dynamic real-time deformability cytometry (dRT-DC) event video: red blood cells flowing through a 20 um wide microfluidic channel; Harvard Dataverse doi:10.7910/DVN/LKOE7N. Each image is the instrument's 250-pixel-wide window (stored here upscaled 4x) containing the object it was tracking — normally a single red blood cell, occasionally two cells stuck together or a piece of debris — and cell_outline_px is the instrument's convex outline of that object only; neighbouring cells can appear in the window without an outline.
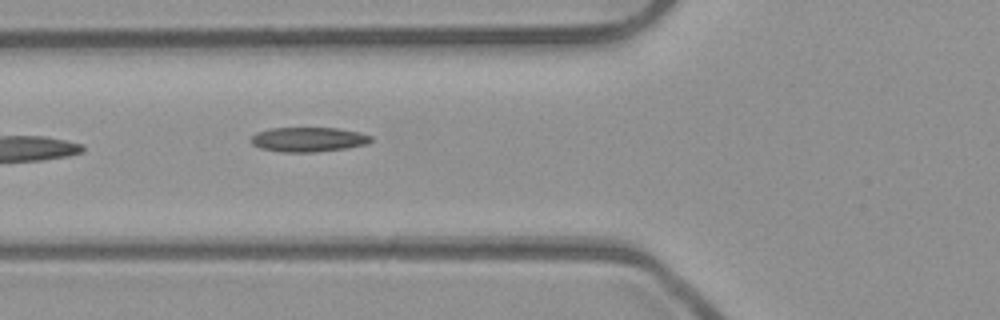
{"species": "common noctule bat (a hibernating species)", "species_latin": "Nyctalus noctula", "temperature_condition": "room temperature", "stored_images_in_passage": 5, "camera_frame_rate_fps": 3000, "um_per_image_px": 0.085, "animal": {"sex": "male", "body_mass_g": 23.1, "forearm_length_mm": 52.7}, "frame": {"image": 1, "passage_image": 5, "time_ms": 1.333, "image_size_px": [1000, 320], "cell_outline_px": [[372, 140], [368, 144], [348, 148], [316, 152], [280, 152], [260, 148], [252, 144], [252, 136], [256, 132], [268, 128], [340, 128], [360, 132], [372, 136]], "centroid_in_image_um": [26.24, 11.85], "position_along_channel_um": 99.6, "area_um2": 17.4}}